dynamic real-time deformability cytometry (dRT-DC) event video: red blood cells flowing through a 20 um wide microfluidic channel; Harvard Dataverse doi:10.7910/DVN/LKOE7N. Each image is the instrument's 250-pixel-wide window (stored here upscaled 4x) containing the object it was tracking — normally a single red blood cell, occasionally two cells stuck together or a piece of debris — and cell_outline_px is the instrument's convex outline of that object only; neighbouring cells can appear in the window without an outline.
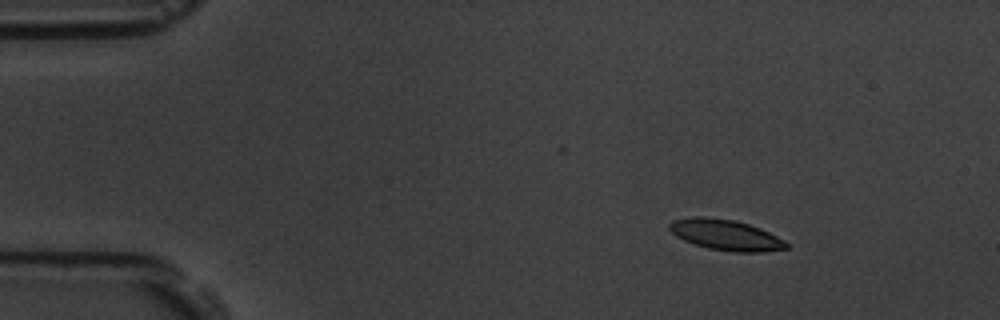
{"species": "common noctule bat (a hibernating species)", "species_latin": "Nyctalus noctula", "temperature_condition": "room temperature", "stored_images_in_passage": 9, "camera_frame_rate_fps": 3000, "um_per_image_px": 0.085, "animal": {"sex": "male", "body_mass_g": 19.5, "forearm_length_mm": 54.6}, "frame": {"image": 1, "passage_image": 2, "time_ms": 1.0, "image_size_px": [1000, 320], "cell_outline_px": [[788, 248], [760, 252], [736, 252], [708, 248], [684, 240], [676, 236], [668, 228], [668, 224], [672, 220], [692, 216], [704, 216], [736, 220], [760, 228], [784, 240], [788, 244]], "centroid_in_image_um": [61.66, 19.95], "position_along_channel_um": 23.3, "area_um2": 20.87}}
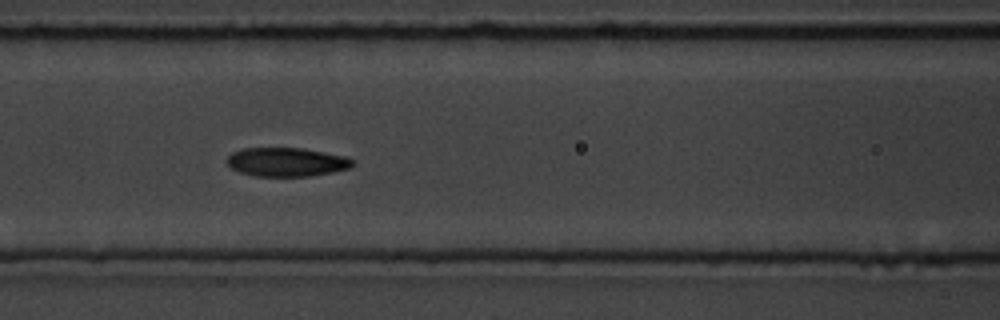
{"frame": {"image": 2, "passage_image": 6, "time_ms": 6.667, "image_size_px": [1000, 320], "cell_outline_px": [[356, 160], [348, 168], [332, 172], [312, 176], [252, 176], [240, 172], [232, 168], [224, 160], [232, 152], [244, 148], [300, 148], [324, 152], [344, 156]], "centroid_in_image_um": [24.32, 13.77], "position_along_channel_um": 142.3, "area_um2": 21.1}}
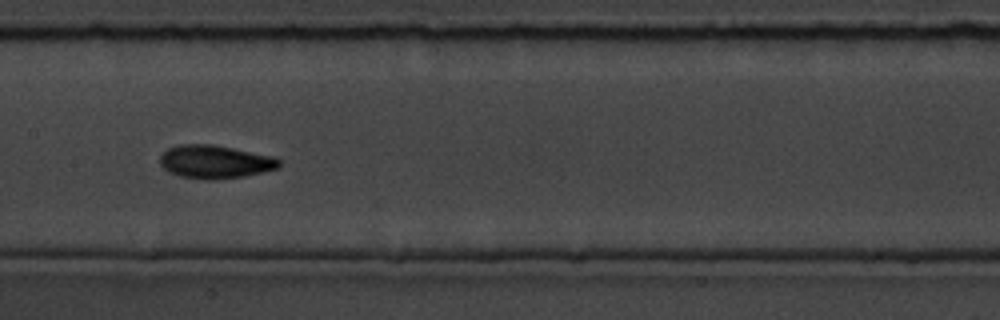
{"frame": {"image": 3, "passage_image": 7, "time_ms": 8.0, "image_size_px": [1000, 320], "cell_outline_px": [[280, 164], [276, 168], [244, 176], [212, 180], [208, 180], [180, 176], [168, 172], [160, 164], [160, 156], [168, 148], [180, 144], [212, 144], [272, 156], [280, 160]], "centroid_in_image_um": [18.23, 13.75], "position_along_channel_um": 189.2, "area_um2": 22.83}}